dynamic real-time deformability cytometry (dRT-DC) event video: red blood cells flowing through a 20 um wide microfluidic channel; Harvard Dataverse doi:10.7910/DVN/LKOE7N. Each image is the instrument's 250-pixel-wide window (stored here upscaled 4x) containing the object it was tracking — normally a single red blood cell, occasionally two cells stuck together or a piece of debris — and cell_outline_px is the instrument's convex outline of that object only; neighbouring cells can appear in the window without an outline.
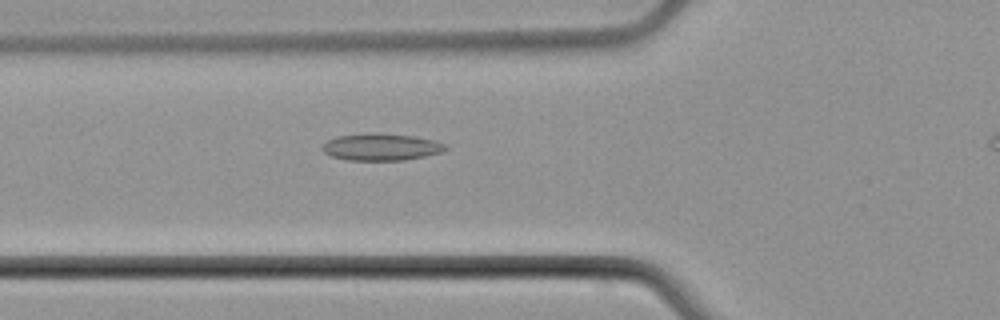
{"species": "common noctule bat (a hibernating species)", "species_latin": "Nyctalus noctula", "temperature_condition": "cold", "stored_images_in_passage": 4, "camera_frame_rate_fps": 3000, "um_per_image_px": 0.085, "animal": {"sex": "male", "body_mass_g": 21.5, "forearm_length_mm": 52.0}, "frame": {"image": 1, "passage_image": 3, "time_ms": 2.333, "image_size_px": [1000, 320], "cell_outline_px": [[448, 148], [440, 152], [424, 156], [404, 160], [348, 160], [332, 156], [324, 152], [320, 148], [328, 140], [336, 136], [368, 132], [376, 132], [412, 136], [432, 140], [444, 144]], "centroid_in_image_um": [32.34, 12.48], "position_along_channel_um": 93.5, "area_um2": 19.31}}